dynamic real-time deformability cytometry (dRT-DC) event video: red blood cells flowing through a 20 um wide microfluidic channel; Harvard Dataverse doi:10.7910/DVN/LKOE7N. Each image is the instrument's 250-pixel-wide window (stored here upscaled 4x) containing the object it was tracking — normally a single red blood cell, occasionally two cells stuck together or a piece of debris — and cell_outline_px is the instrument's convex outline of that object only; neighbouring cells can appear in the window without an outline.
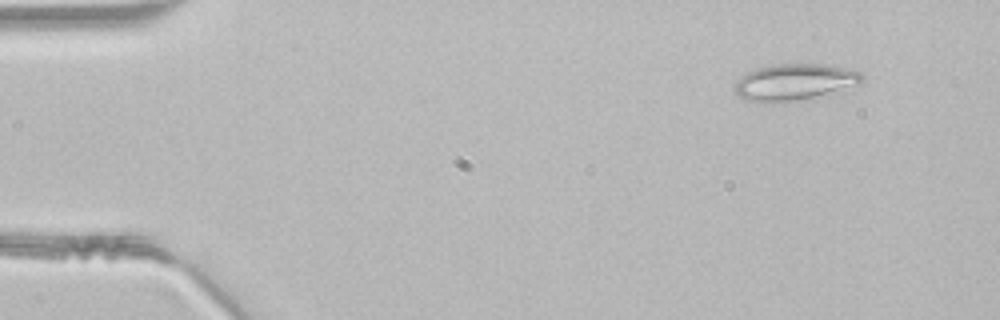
{"species": "common noctule bat (a hibernating species)", "species_latin": "Nyctalus noctula", "temperature_condition": "room temperature", "stored_images_in_passage": 43, "segment_of_instrument_passage": [1, 2], "camera_frame_rate_fps": 3000, "um_per_image_px": 0.085, "animal": {"sex": "male", "body_mass_g": 21.5, "forearm_length_mm": 52.0}, "frame": {"image": 1, "passage_image": 1, "time_ms": 0.0, "image_size_px": [1000, 320], "cell_outline_px": [[864, 80], [860, 84], [816, 100], [772, 104], [744, 100], [736, 92], [736, 80], [740, 76], [748, 72], [760, 68], [780, 64], [820, 64], [860, 72], [864, 76]], "centroid_in_image_um": [67.58, 7.05], "position_along_channel_um": 17.4, "area_um2": 27.8}}
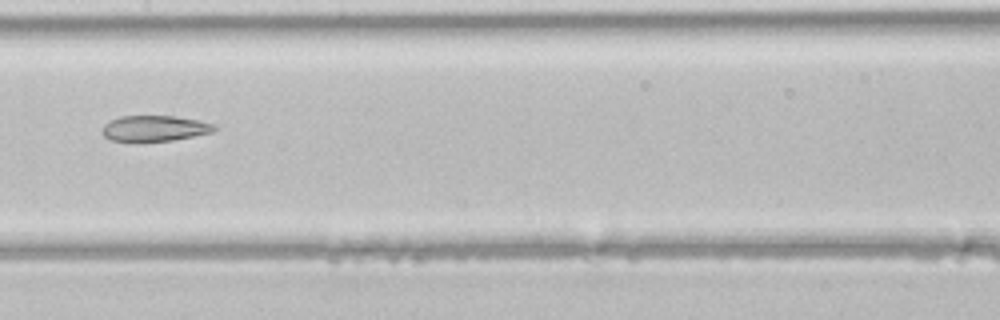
{"frame": {"image": 2, "passage_image": 20, "time_ms": 6.333, "image_size_px": [1000, 320], "cell_outline_px": [[216, 128], [212, 132], [172, 140], [112, 140], [104, 136], [100, 132], [104, 124], [120, 116], [172, 116], [200, 120], [216, 124]], "centroid_in_image_um": [13.15, 10.89], "position_along_channel_um": 194.2, "area_um2": 16.47}}
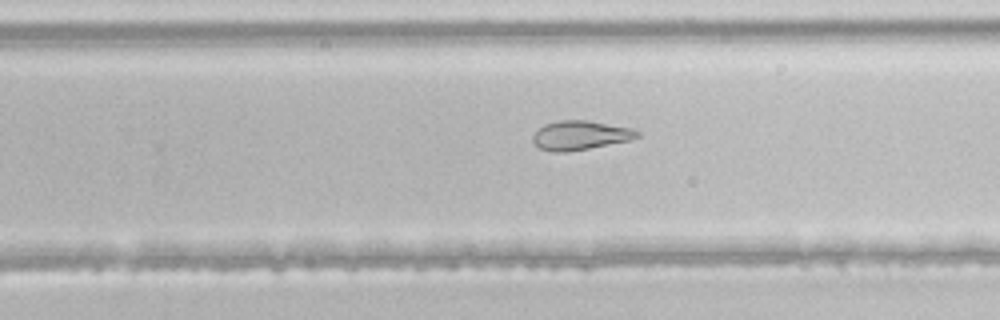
{"frame": {"image": 3, "passage_image": 26, "time_ms": 8.333, "image_size_px": [1000, 320], "cell_outline_px": [[640, 136], [628, 140], [588, 148], [564, 152], [552, 152], [540, 148], [532, 140], [532, 136], [544, 124], [560, 120], [588, 120], [632, 128], [640, 132]], "centroid_in_image_um": [49.31, 11.49], "position_along_channel_um": 280.5, "area_um2": 17.51}}